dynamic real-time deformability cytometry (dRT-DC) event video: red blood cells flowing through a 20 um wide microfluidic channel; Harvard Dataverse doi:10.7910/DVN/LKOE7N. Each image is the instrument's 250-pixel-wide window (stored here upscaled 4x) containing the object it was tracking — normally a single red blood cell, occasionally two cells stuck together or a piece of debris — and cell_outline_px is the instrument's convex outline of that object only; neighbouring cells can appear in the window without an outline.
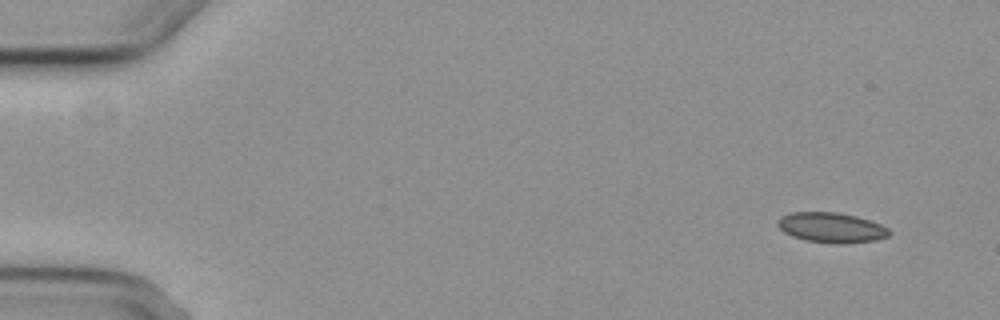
{"species": "common noctule bat (a hibernating species)", "species_latin": "Nyctalus noctula", "temperature_condition": "cold", "stored_images_in_passage": 5, "camera_frame_rate_fps": 3000, "um_per_image_px": 0.085, "animal": {"sex": "female", "body_mass_g": 29.2, "forearm_length_mm": 56.3}, "frame": {"image": 1, "passage_image": 1, "time_ms": 0.0, "image_size_px": [1000, 320], "cell_outline_px": [[892, 232], [888, 236], [876, 240], [844, 244], [832, 244], [804, 240], [792, 236], [784, 232], [776, 224], [776, 220], [780, 216], [792, 212], [836, 212], [856, 216], [880, 224], [888, 228]], "centroid_in_image_um": [70.64, 19.35], "position_along_channel_um": 14.4, "area_um2": 19.77}}